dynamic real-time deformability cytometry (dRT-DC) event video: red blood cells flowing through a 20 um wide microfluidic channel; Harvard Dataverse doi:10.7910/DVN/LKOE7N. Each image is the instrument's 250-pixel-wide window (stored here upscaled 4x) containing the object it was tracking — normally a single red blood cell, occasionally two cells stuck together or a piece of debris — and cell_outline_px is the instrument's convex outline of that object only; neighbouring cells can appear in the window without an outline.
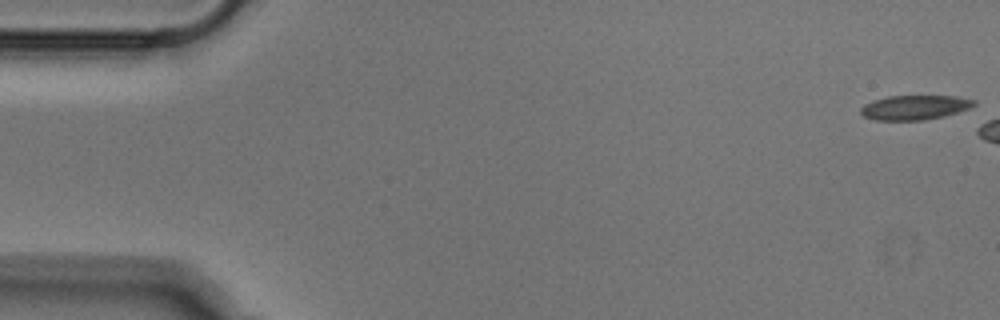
{"species": "Egyptian fruit bat (a non-hibernating species)", "species_latin": "Rousettus aegyptiacus", "temperature_condition": "cold", "stored_images_in_passage": 6, "camera_frame_rate_fps": 3000, "um_per_image_px": 0.085, "animal": {"sex": "male"}, "frame": {"image": 1, "passage_image": 1, "time_ms": 0.0, "image_size_px": [1000, 320], "cell_outline_px": [[976, 104], [968, 108], [944, 116], [924, 120], [876, 120], [864, 116], [860, 112], [860, 108], [864, 104], [872, 100], [888, 96], [956, 96], [976, 100]], "centroid_in_image_um": [77.72, 9.12], "position_along_channel_um": 7.3, "area_um2": 16.13}}